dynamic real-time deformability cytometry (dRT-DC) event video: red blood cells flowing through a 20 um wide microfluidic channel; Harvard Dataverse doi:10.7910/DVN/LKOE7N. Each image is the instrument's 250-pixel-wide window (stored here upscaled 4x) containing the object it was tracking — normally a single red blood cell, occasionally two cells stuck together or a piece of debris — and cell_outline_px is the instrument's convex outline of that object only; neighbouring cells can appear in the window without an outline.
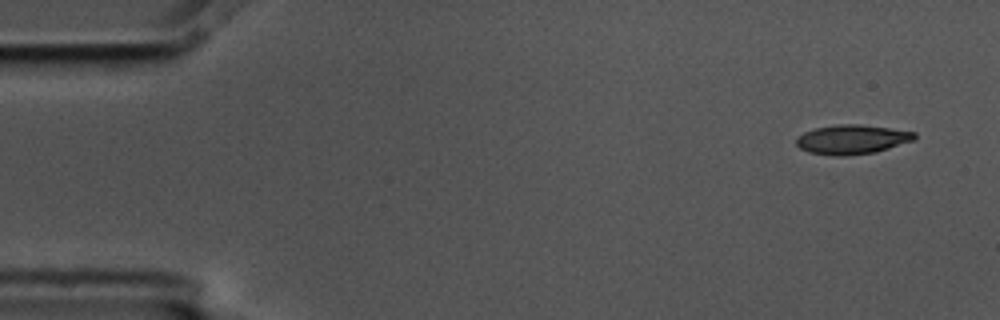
{"species": "common noctule bat (a hibernating species)", "species_latin": "Nyctalus noctula", "temperature_condition": "cold", "stored_images_in_passage": 5, "camera_frame_rate_fps": 3000, "um_per_image_px": 0.085, "animal": {"sex": "male", "body_mass_g": 17.5, "forearm_length_mm": 52.3}, "frame": {"image": 1, "passage_image": 1, "time_ms": 0.0, "image_size_px": [1000, 320], "cell_outline_px": [[916, 140], [876, 152], [844, 156], [832, 156], [808, 152], [800, 148], [796, 144], [796, 140], [804, 132], [816, 128], [836, 124], [860, 124], [916, 132]], "centroid_in_image_um": [72.44, 11.86], "position_along_channel_um": 12.6, "area_um2": 20.29}}
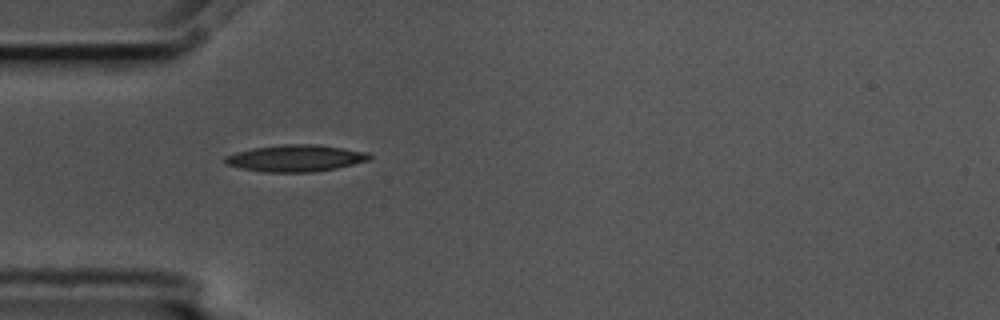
{"frame": {"image": 2, "passage_image": 4, "time_ms": 1.0, "image_size_px": [1000, 320], "cell_outline_px": [[372, 156], [368, 160], [336, 168], [312, 172], [264, 172], [240, 168], [224, 164], [224, 156], [236, 152], [252, 148], [284, 144], [312, 144], [344, 148], [368, 152]], "centroid_in_image_um": [25.08, 13.44], "position_along_channel_um": 59.9, "area_um2": 22.48}}